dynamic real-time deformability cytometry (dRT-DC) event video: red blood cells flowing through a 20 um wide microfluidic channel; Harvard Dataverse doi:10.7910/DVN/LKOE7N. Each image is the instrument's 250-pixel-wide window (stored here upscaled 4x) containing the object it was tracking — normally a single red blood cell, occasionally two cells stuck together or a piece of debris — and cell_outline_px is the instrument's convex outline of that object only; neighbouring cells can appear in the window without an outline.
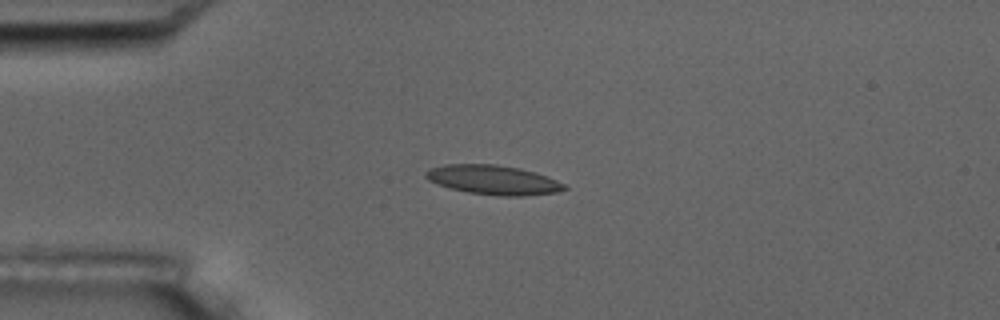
{"species": "common noctule bat (a hibernating species)", "species_latin": "Nyctalus noctula", "temperature_condition": "room temperature", "stored_images_in_passage": 6, "camera_frame_rate_fps": 3000, "um_per_image_px": 0.085, "animal": {"sex": "male", "body_mass_g": 17.5, "forearm_length_mm": 52.3}, "frame": {"image": 1, "passage_image": 3, "time_ms": 2.333, "image_size_px": [1000, 320], "cell_outline_px": [[568, 188], [556, 192], [524, 196], [504, 196], [468, 192], [436, 184], [428, 180], [424, 176], [424, 172], [428, 168], [444, 164], [496, 164], [520, 168], [536, 172], [548, 176], [564, 184]], "centroid_in_image_um": [41.9, 15.28], "position_along_channel_um": 43.1, "area_um2": 23.81}}